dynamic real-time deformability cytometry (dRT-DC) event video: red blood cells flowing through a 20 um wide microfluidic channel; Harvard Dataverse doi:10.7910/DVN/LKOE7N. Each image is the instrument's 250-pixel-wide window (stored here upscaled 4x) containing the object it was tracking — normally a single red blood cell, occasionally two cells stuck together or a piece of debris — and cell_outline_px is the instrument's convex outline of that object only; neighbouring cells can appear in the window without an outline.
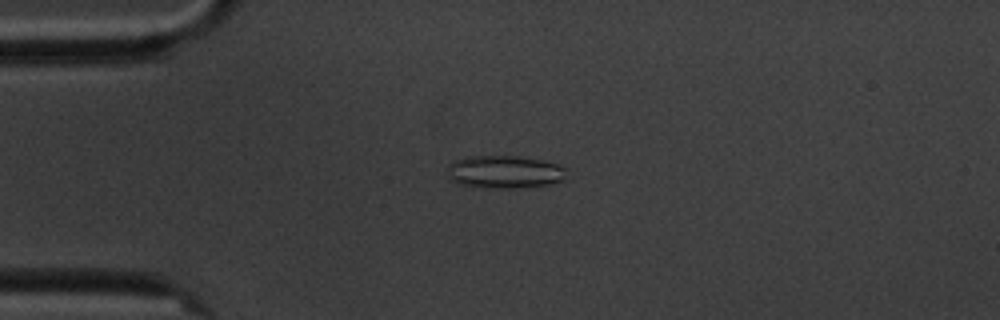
{"species": "common noctule bat (a hibernating species)", "species_latin": "Nyctalus noctula", "temperature_condition": "cold", "stored_images_in_passage": 3, "camera_frame_rate_fps": 3000, "um_per_image_px": 0.085, "animal": {"sex": "male", "body_mass_g": 20.1, "forearm_length_mm": 53.5}, "frame": {"image": 1, "passage_image": 3, "time_ms": 2.333, "image_size_px": [1000, 320], "cell_outline_px": [[568, 168], [564, 180], [552, 184], [516, 188], [484, 188], [460, 184], [452, 180], [448, 176], [448, 164], [452, 160], [468, 156], [520, 156], [544, 160]], "centroid_in_image_um": [42.91, 14.61], "position_along_channel_um": 42.1, "area_um2": 23.18}}